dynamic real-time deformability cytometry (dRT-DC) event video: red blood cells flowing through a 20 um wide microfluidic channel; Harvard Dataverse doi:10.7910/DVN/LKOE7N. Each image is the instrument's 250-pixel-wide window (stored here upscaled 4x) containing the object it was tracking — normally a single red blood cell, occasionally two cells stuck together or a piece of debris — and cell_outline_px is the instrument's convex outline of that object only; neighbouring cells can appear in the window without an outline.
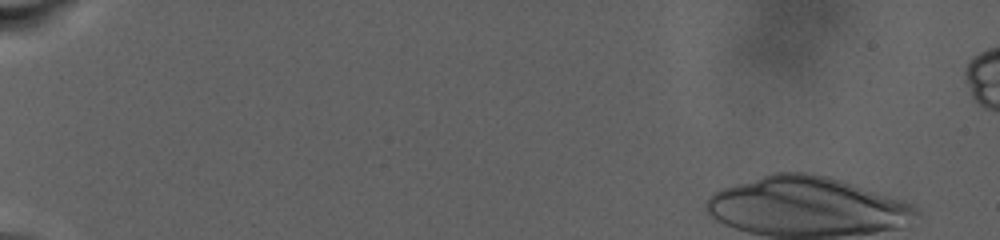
{"species": "human", "species_latin": "Homo sapiens", "temperature_condition": "warm", "stored_images_in_passage": 1, "camera_frame_rate_fps": 3000, "um_per_image_px": 0.085, "donor": {"sex": "male"}, "frame": {"image": 1, "passage_image": 1, "time_ms": 0.0, "image_size_px": [1000, 240], "cell_outline_px": [[892, 208], [820, 212], [716, 216], [712, 212], [712, 200], [716, 196], [724, 192], [772, 176], [804, 176], [820, 180], [856, 192], [884, 204]], "centroid_in_image_um": [67.16, 16.82], "position_along_channel_um": 17.8, "area_um2": 33.87}}